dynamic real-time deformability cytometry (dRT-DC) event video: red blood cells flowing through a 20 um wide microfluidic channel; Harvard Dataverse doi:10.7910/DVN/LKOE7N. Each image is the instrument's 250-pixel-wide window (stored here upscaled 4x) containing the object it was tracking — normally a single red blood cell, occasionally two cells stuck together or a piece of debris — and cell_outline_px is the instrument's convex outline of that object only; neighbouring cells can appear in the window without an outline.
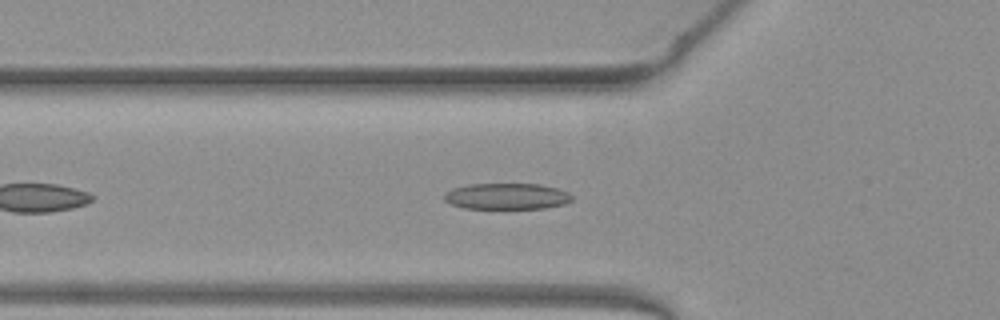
{"species": "common noctule bat (a hibernating species)", "species_latin": "Nyctalus noctula", "temperature_condition": "warm", "stored_images_in_passage": 15, "camera_frame_rate_fps": 3000, "um_per_image_px": 0.085, "animal": {"sex": "female", "body_mass_g": 19.3, "forearm_length_mm": 54.1}, "frame": {"image": 1, "passage_image": 7, "time_ms": 2.0, "image_size_px": [1000, 320], "cell_outline_px": [[572, 200], [564, 204], [544, 208], [464, 208], [452, 204], [444, 200], [444, 196], [452, 188], [468, 184], [540, 184], [560, 188], [568, 192], [572, 196]], "centroid_in_image_um": [43.11, 16.67], "position_along_channel_um": 82.7, "area_um2": 19.42}}
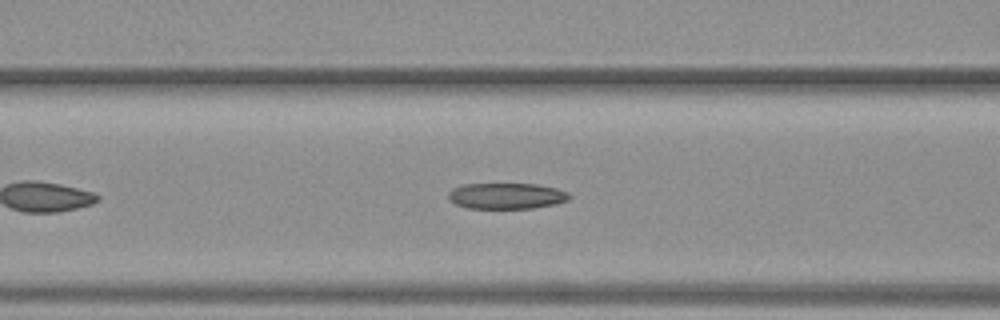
{"frame": {"image": 2, "passage_image": 10, "time_ms": 3.0, "image_size_px": [1000, 320], "cell_outline_px": [[572, 196], [568, 200], [556, 204], [532, 208], [468, 208], [456, 204], [448, 200], [448, 192], [452, 188], [460, 184], [536, 184], [556, 188], [568, 192]], "centroid_in_image_um": [43.04, 16.65], "position_along_channel_um": 123.6, "area_um2": 18.44}}
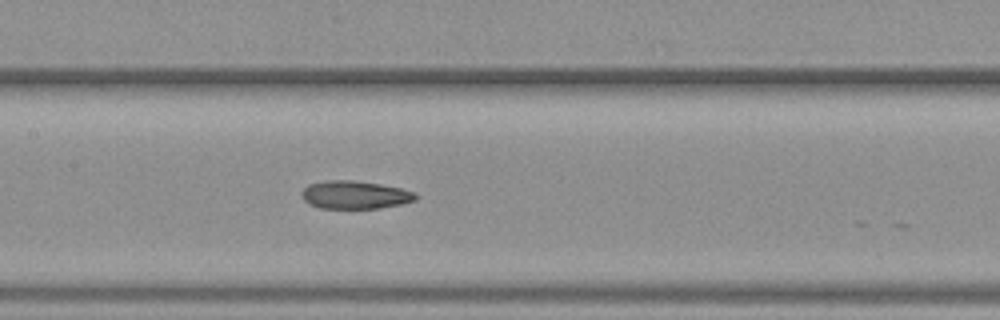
{"frame": {"image": 3, "passage_image": 14, "time_ms": 4.333, "image_size_px": [1000, 320], "cell_outline_px": [[416, 200], [400, 204], [380, 208], [320, 208], [308, 204], [304, 200], [300, 192], [308, 184], [328, 180], [352, 180], [380, 184], [400, 188], [416, 192]], "centroid_in_image_um": [30.14, 16.56], "position_along_channel_um": 177.3, "area_um2": 18.61}}